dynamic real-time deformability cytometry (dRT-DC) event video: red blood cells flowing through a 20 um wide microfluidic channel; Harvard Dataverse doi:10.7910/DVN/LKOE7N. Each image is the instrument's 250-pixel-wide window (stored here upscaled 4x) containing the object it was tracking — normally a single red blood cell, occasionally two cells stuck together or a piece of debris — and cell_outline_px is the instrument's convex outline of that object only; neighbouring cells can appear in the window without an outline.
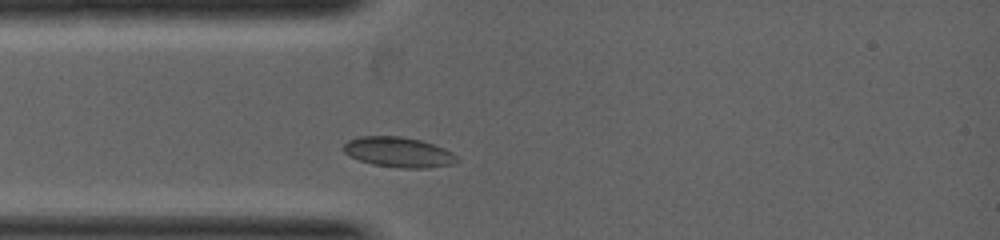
{"species": "common noctule bat (a hibernating species)", "species_latin": "Nyctalus noctula", "temperature_condition": "warm", "stored_images_in_passage": 1, "camera_frame_rate_fps": 5000, "um_per_image_px": 0.085, "animal": {"sex": "female", "body_mass_g": 19.0, "forearm_length_mm": 53.3}, "frame": {"image": 1, "passage_image": 1, "time_ms": 0.0, "image_size_px": [1000, 240], "cell_outline_px": [[460, 160], [452, 164], [428, 168], [400, 168], [372, 164], [360, 160], [344, 152], [344, 144], [348, 140], [360, 136], [396, 136], [420, 140], [444, 148], [452, 152]], "centroid_in_image_um": [33.89, 12.94], "position_along_channel_um": 51.1, "area_um2": 19.77}}